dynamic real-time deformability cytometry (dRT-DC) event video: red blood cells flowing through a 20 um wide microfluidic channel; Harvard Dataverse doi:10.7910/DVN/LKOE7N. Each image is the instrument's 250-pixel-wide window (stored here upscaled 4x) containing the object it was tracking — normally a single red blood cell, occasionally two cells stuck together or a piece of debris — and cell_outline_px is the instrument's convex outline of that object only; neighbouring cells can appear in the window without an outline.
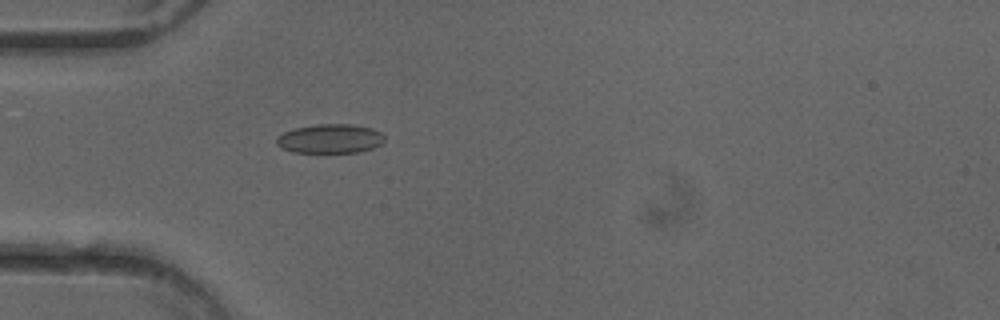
{"species": "common noctule bat (a hibernating species)", "species_latin": "Nyctalus noctula", "temperature_condition": "cold", "stored_images_in_passage": 52, "camera_frame_rate_fps": 3000, "um_per_image_px": 0.085, "animal": {"sex": "female"}, "frame": {"image": 1, "passage_image": 16, "time_ms": 5.0, "image_size_px": [1000, 320], "cell_outline_px": [[384, 140], [380, 144], [372, 148], [360, 152], [292, 152], [280, 148], [276, 144], [276, 136], [292, 128], [316, 124], [352, 124], [372, 128], [380, 132], [384, 136]], "centroid_in_image_um": [28.01, 11.78], "position_along_channel_um": 57.0, "area_um2": 18.5}}
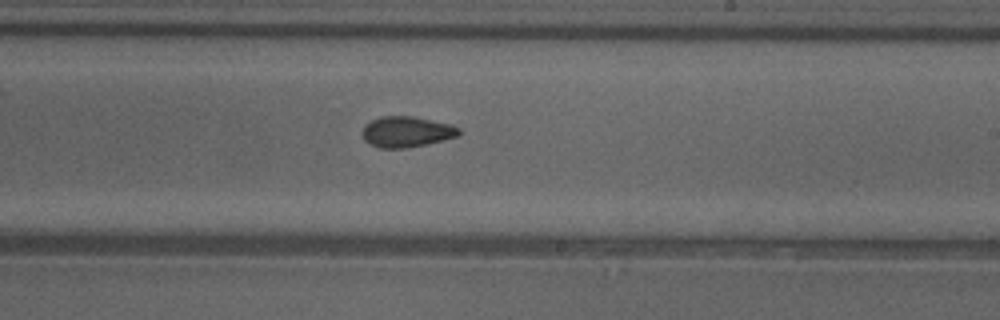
{"frame": {"image": 2, "passage_image": 31, "time_ms": 10.0, "image_size_px": [1000, 320], "cell_outline_px": [[460, 136], [424, 144], [404, 148], [380, 148], [368, 144], [364, 140], [364, 128], [372, 120], [380, 116], [412, 116], [452, 124], [460, 128]], "centroid_in_image_um": [34.59, 11.2], "position_along_channel_um": 254.4, "area_um2": 17.17}}
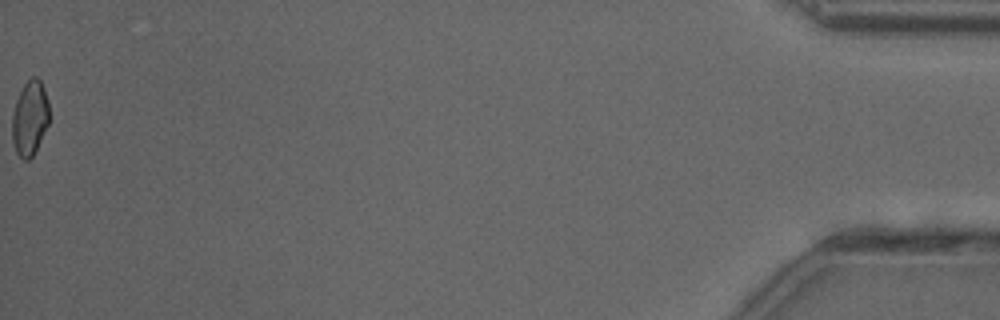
{"frame": {"image": 3, "passage_image": 52, "time_ms": 17.0, "image_size_px": [1000, 320], "cell_outline_px": [[48, 124], [32, 156], [28, 160], [24, 160], [16, 152], [12, 140], [12, 116], [16, 100], [24, 84], [32, 76], [36, 76], [40, 80], [44, 88], [48, 100]], "centroid_in_image_um": [2.52, 10.02], "position_along_channel_um": 432.7, "area_um2": 15.95}, "authors_computed_cell_mechanics": {"area_um2": 17.4845, "velocity_mm_per_s": 4.0483, "shape_relaxation_time_tau1_ms": 7.9817, "shape_relaxation_time_tau2_ms": 1.8968, "deformation_change_tau1": 0.0985, "deformation_change_tau2": 0.0644}}